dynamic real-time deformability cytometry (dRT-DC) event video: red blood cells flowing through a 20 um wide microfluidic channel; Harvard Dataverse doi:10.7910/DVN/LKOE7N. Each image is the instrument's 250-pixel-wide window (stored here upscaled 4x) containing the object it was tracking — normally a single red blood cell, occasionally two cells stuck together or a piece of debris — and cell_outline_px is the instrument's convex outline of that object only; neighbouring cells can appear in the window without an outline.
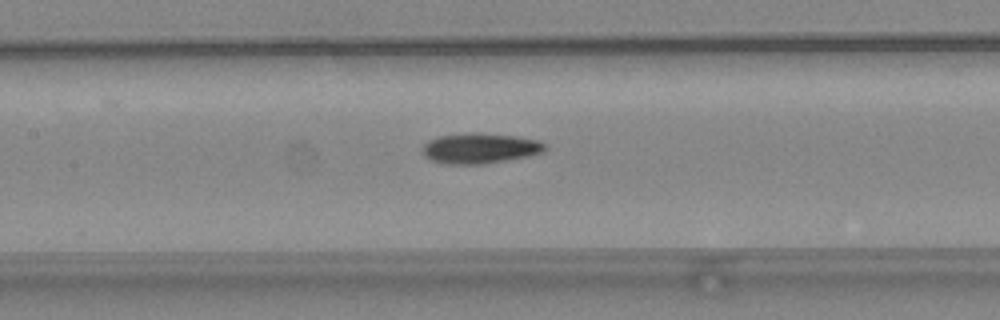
{"species": "common noctule bat (a hibernating species)", "species_latin": "Nyctalus noctula", "temperature_condition": "warm", "stored_images_in_passage": 50, "camera_frame_rate_fps": 3000, "um_per_image_px": 0.085, "animal": {"sex": "female", "body_mass_g": 24.6, "forearm_length_mm": 56.2}, "frame": {"image": 1, "passage_image": 24, "time_ms": 7.667, "image_size_px": [1000, 320], "cell_outline_px": [[548, 148], [544, 152], [528, 156], [484, 164], [448, 164], [428, 160], [424, 156], [424, 144], [440, 136], [516, 136], [536, 140], [548, 144]], "centroid_in_image_um": [40.86, 12.67], "position_along_channel_um": 166.5, "area_um2": 20.52}}
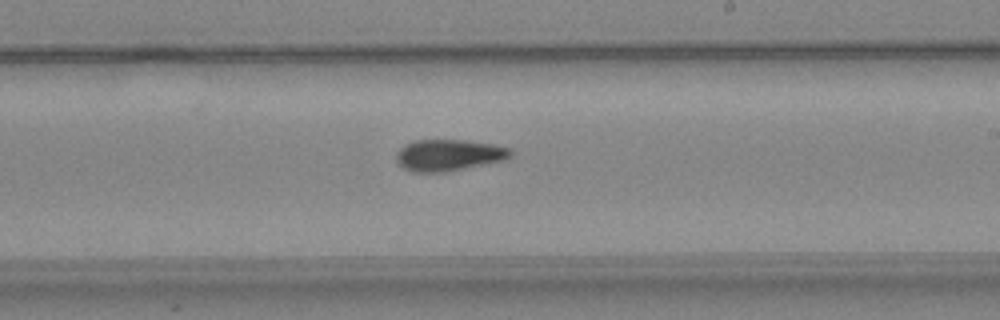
{"frame": {"image": 2, "passage_image": 30, "time_ms": 9.667, "image_size_px": [1000, 320], "cell_outline_px": [[512, 156], [504, 160], [444, 172], [412, 172], [404, 168], [396, 160], [396, 152], [404, 144], [412, 140], [464, 140], [492, 144], [512, 148]], "centroid_in_image_um": [38.13, 13.17], "position_along_channel_um": 250.9, "area_um2": 20.98}}
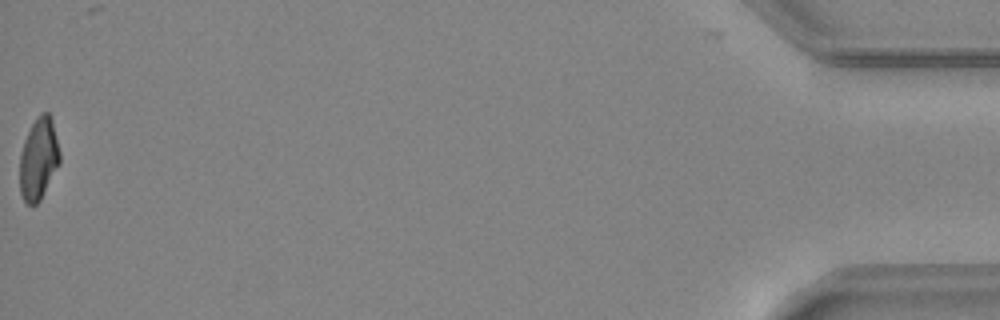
{"frame": {"image": 3, "passage_image": 50, "time_ms": 16.333, "image_size_px": [1000, 320], "cell_outline_px": [[60, 164], [40, 200], [36, 204], [28, 204], [24, 200], [20, 192], [20, 152], [24, 140], [36, 116], [40, 112], [48, 112], [52, 120], [60, 152]], "centroid_in_image_um": [3.28, 13.49], "position_along_channel_um": 431.9, "area_um2": 19.13}, "authors_computed_cell_mechanics": {"area_um2": 20.1144, "velocity_mm_per_s": 4.2256, "shape_relaxation_time_tau1_ms": null, "shape_relaxation_time_tau2_ms": 5.2819, "deformation_change_tau1": null, "deformation_change_tau2": 0.127}}